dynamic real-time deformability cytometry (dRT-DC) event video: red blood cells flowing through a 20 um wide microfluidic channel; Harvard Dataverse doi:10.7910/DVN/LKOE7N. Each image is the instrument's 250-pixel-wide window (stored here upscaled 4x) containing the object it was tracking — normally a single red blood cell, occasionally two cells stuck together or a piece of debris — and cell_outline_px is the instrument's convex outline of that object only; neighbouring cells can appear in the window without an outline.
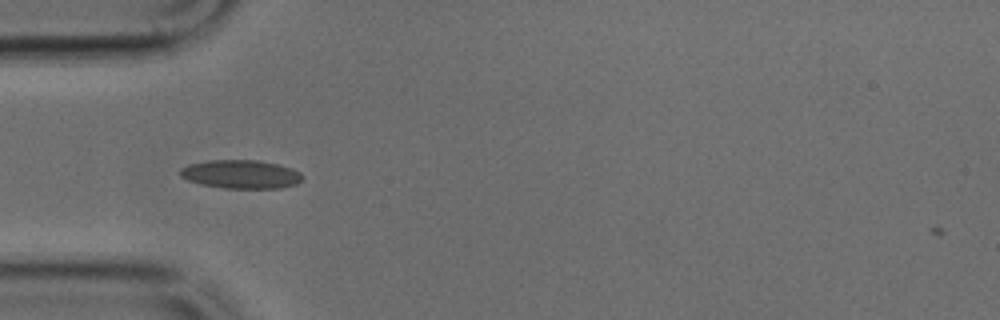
{"species": "common noctule bat (a hibernating species)", "species_latin": "Nyctalus noctula", "temperature_condition": "cold", "stored_images_in_passage": 3, "camera_frame_rate_fps": 3000, "um_per_image_px": 0.085, "animal": {"sex": "male", "body_mass_g": 17.9, "forearm_length_mm": 54.2}, "frame": {"image": 1, "passage_image": 1, "time_ms": 0.0, "image_size_px": [1000, 320], "cell_outline_px": [[304, 176], [296, 184], [280, 188], [224, 188], [200, 184], [188, 180], [180, 176], [180, 168], [188, 164], [208, 160], [260, 160], [292, 168], [300, 172]], "centroid_in_image_um": [20.46, 14.8], "position_along_channel_um": 64.5, "area_um2": 20.4}}